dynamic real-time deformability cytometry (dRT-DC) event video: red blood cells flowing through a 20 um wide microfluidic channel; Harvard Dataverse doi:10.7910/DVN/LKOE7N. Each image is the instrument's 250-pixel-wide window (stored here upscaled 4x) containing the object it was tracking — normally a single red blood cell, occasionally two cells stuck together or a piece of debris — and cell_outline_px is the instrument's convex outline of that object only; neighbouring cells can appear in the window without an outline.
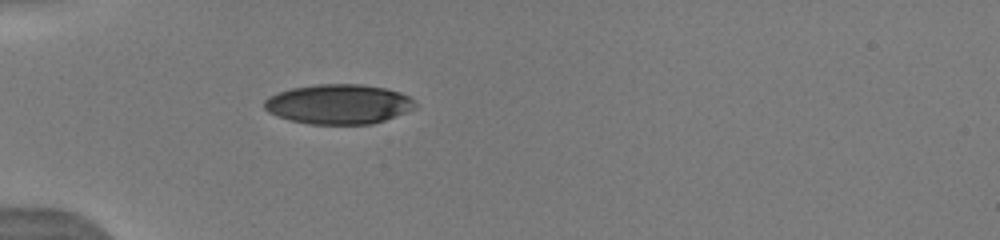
{"species": "human", "species_latin": "Homo sapiens", "temperature_condition": "warm", "stored_images_in_passage": 10, "camera_frame_rate_fps": 3000, "um_per_image_px": 0.085, "donor": {"sex": "male"}, "frame": {"image": 1, "passage_image": 1, "time_ms": 0.0, "image_size_px": [1000, 240], "cell_outline_px": [[416, 108], [384, 120], [372, 124], [308, 124], [288, 120], [268, 112], [264, 108], [264, 100], [268, 96], [276, 92], [292, 88], [316, 84], [360, 84], [384, 88], [400, 92], [408, 96], [416, 104]], "centroid_in_image_um": [28.74, 8.85], "position_along_channel_um": 56.3, "area_um2": 35.03}}